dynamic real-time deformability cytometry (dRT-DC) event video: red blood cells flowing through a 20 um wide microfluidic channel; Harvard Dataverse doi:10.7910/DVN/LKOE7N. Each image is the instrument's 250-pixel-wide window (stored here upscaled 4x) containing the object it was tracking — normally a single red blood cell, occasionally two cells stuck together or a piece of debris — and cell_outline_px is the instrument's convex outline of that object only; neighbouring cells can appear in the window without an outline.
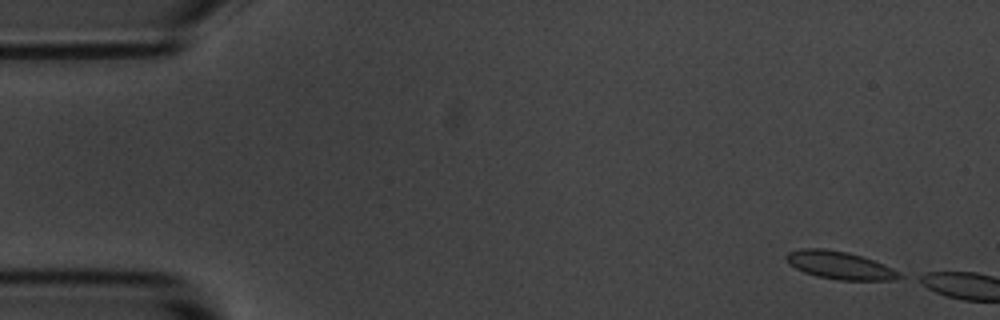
{"species": "common noctule bat (a hibernating species)", "species_latin": "Nyctalus noctula", "temperature_condition": "room temperature", "stored_images_in_passage": 2, "camera_frame_rate_fps": 3000, "um_per_image_px": 0.085, "animal": {"sex": "male", "body_mass_g": 20.1, "forearm_length_mm": 53.5}, "frame": {"image": 1, "passage_image": 1, "time_ms": 0.0, "image_size_px": [1000, 320], "cell_outline_px": [[908, 276], [896, 280], [840, 280], [816, 276], [804, 272], [788, 264], [784, 256], [788, 252], [804, 248], [824, 248], [848, 252], [872, 260], [892, 268]], "centroid_in_image_um": [71.4, 22.55], "position_along_channel_um": 13.6, "area_um2": 18.44}}